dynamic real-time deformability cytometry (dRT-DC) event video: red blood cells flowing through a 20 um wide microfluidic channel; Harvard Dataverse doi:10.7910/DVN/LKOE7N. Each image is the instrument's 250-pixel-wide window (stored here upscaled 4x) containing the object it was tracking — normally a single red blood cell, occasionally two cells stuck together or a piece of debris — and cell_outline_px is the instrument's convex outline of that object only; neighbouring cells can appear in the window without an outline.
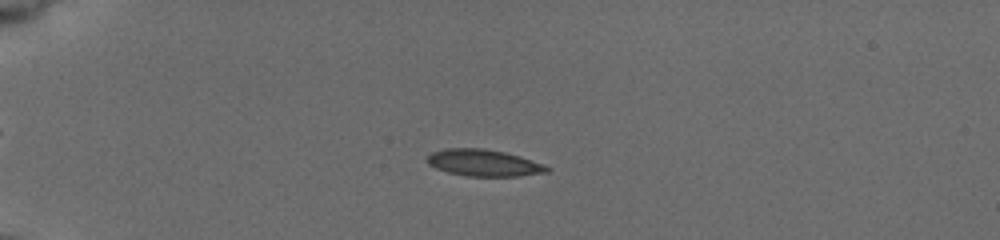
{"species": "common noctule bat (a hibernating species)", "species_latin": "Nyctalus noctula", "temperature_condition": "cold", "stored_images_in_passage": 78, "camera_frame_rate_fps": 3000, "um_per_image_px": 0.085, "animal": {"sex": "female", "body_mass_g": 19.5, "forearm_length_mm": 54.1}, "frame": {"image": 1, "passage_image": 20, "time_ms": 5.0, "image_size_px": [1000, 240], "cell_outline_px": [[552, 168], [548, 172], [516, 176], [468, 176], [448, 172], [436, 168], [428, 164], [428, 156], [432, 152], [444, 148], [484, 148], [504, 152], [520, 156], [544, 164]], "centroid_in_image_um": [41.14, 13.84], "position_along_channel_um": 43.9, "area_um2": 18.61}}
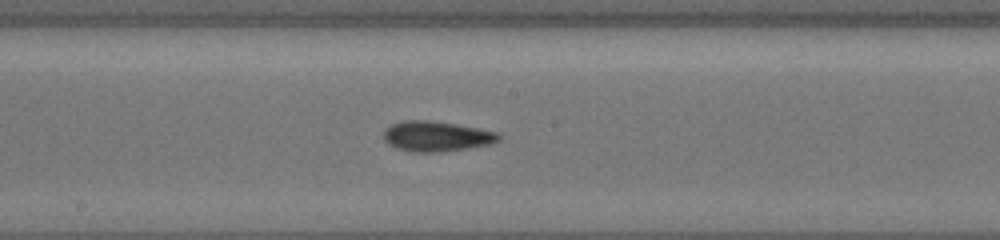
{"frame": {"image": 2, "passage_image": 42, "time_ms": 10.667, "image_size_px": [1000, 240], "cell_outline_px": [[500, 140], [492, 144], [444, 152], [412, 152], [396, 148], [388, 144], [384, 140], [384, 128], [392, 124], [404, 120], [432, 120], [476, 128], [496, 132], [500, 136]], "centroid_in_image_um": [37.07, 11.59], "position_along_channel_um": 211.1, "area_um2": 20.35}}
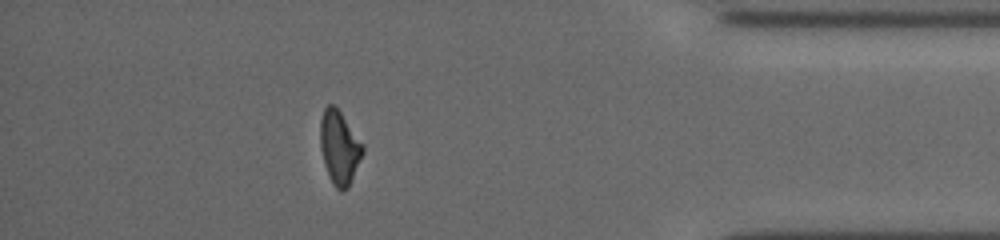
{"frame": {"image": 3, "passage_image": 67, "time_ms": 16.667, "image_size_px": [1000, 240], "cell_outline_px": [[364, 152], [348, 188], [344, 192], [340, 192], [332, 184], [328, 176], [324, 164], [320, 148], [320, 120], [324, 108], [328, 104], [332, 104], [340, 112], [364, 144]], "centroid_in_image_um": [28.84, 12.57], "position_along_channel_um": 406.4, "area_um2": 18.38}, "authors_computed_cell_mechanics": {"area_um2": 18.5538, "velocity_mm_per_s": 3.7652, "shape_relaxation_time_tau1_ms": 4.7715, "shape_relaxation_time_tau2_ms": 3.9625, "deformation_change_tau1": 0.1285, "deformation_change_tau2": 0.1038}}